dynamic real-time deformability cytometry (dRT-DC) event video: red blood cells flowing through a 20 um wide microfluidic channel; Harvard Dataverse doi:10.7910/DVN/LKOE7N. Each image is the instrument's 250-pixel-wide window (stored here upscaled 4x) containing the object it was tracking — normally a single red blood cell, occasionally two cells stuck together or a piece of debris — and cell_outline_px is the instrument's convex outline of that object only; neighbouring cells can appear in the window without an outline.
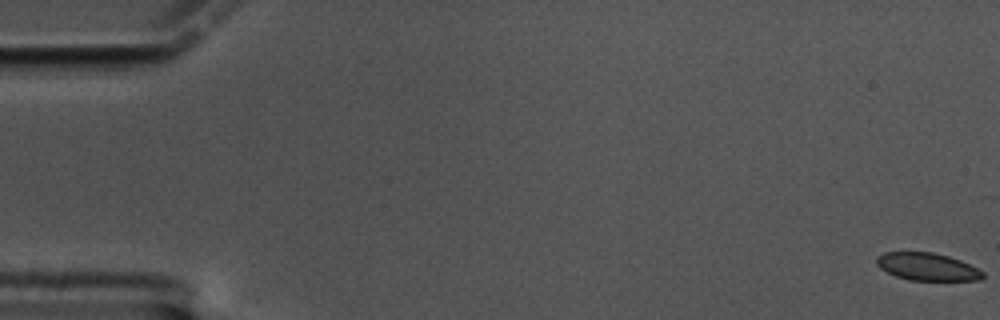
{"species": "common noctule bat (a hibernating species)", "species_latin": "Nyctalus noctula", "temperature_condition": "cold", "stored_images_in_passage": 61, "camera_frame_rate_fps": 3000, "um_per_image_px": 0.085, "animal": {"sex": "male", "body_mass_g": 17.5, "forearm_length_mm": 52.3}, "frame": {"image": 1, "passage_image": 1, "time_ms": 0.0, "image_size_px": [1000, 320], "cell_outline_px": [[984, 276], [980, 280], [908, 280], [896, 276], [880, 268], [876, 264], [876, 256], [884, 252], [932, 252], [948, 256], [960, 260], [984, 272]], "centroid_in_image_um": [78.79, 22.67], "position_along_channel_um": 6.2, "area_um2": 16.99}}
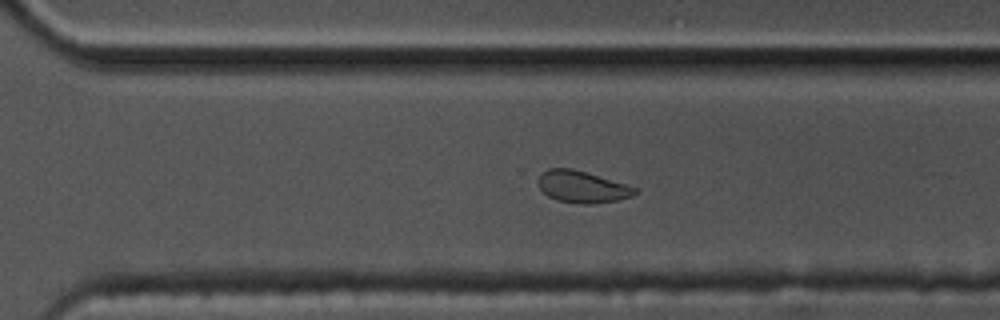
{"frame": {"image": 2, "passage_image": 43, "time_ms": 14.0, "image_size_px": [1000, 320], "cell_outline_px": [[640, 192], [632, 196], [616, 200], [592, 204], [584, 204], [556, 200], [548, 196], [540, 188], [536, 180], [540, 172], [548, 168], [572, 168], [624, 184], [636, 188]], "centroid_in_image_um": [49.43, 15.87], "position_along_channel_um": 321.2, "area_um2": 17.86}}
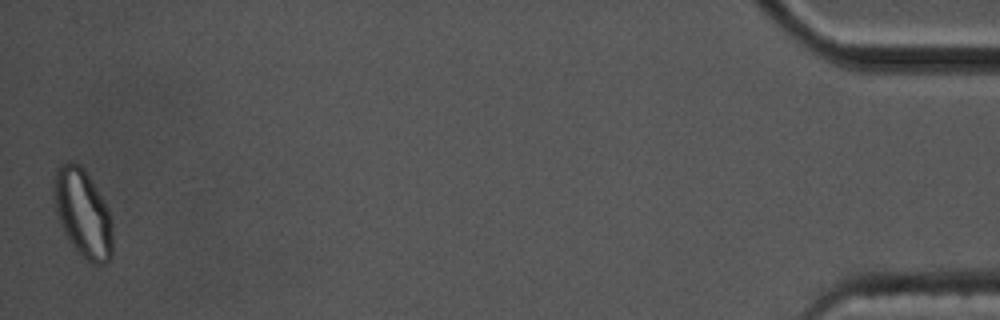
{"frame": {"image": 3, "passage_image": 61, "time_ms": 20.0, "image_size_px": [1000, 320], "cell_outline_px": [[112, 256], [108, 264], [92, 264], [72, 244], [64, 232], [60, 224], [56, 212], [52, 196], [52, 188], [56, 168], [68, 160], [72, 160], [80, 164], [84, 168], [108, 208], [112, 220]], "centroid_in_image_um": [7.03, 18.09], "position_along_channel_um": 428.2, "area_um2": 30.35}, "authors_computed_cell_mechanics": {"area_um2": 18.785, "velocity_mm_per_s": 3.323, "shape_relaxation_time_tau1_ms": 4.0316, "shape_relaxation_time_tau2_ms": 1.8212, "deformation_change_tau1": 0.0689, "deformation_change_tau2": 0.0473}}